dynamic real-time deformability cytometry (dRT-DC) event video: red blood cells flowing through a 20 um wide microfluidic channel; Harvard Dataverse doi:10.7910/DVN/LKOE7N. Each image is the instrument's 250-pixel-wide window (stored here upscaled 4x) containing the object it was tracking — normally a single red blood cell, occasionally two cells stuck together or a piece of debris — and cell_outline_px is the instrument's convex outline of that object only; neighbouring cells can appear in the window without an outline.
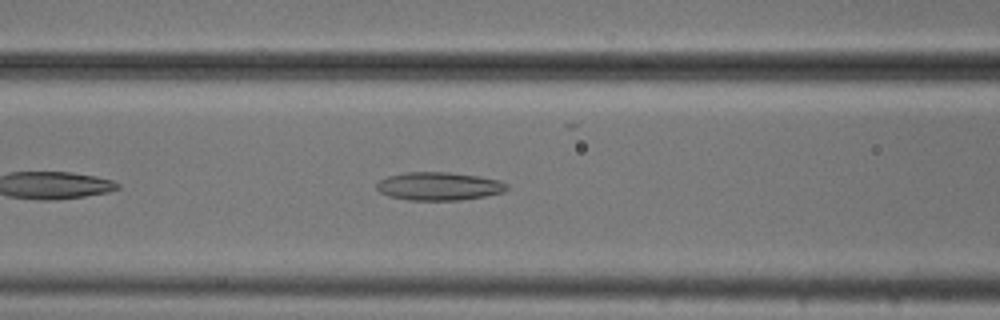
{"species": "common noctule bat (a hibernating species)", "species_latin": "Nyctalus noctula", "temperature_condition": "cold", "stored_images_in_passage": 39, "camera_frame_rate_fps": 3000, "um_per_image_px": 0.085, "animal": {"sex": "male", "body_mass_g": 20.5, "forearm_length_mm": 52.5}, "frame": {"image": 1, "passage_image": 9, "time_ms": 2.667, "image_size_px": [1000, 320], "cell_outline_px": [[508, 188], [504, 192], [484, 196], [460, 200], [408, 200], [388, 196], [380, 192], [376, 188], [376, 184], [380, 180], [388, 176], [404, 172], [448, 172], [476, 176], [500, 180], [508, 184]], "centroid_in_image_um": [37.3, 15.83], "position_along_channel_um": 129.3, "area_um2": 21.39}}
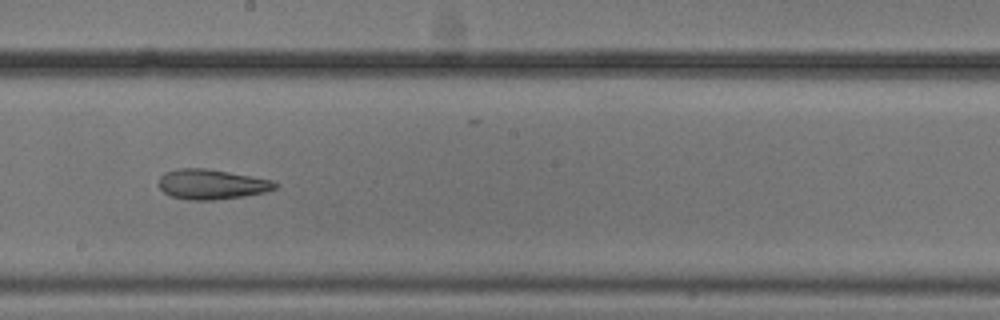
{"frame": {"image": 2, "passage_image": 17, "time_ms": 5.333, "image_size_px": [1000, 320], "cell_outline_px": [[276, 188], [264, 192], [244, 196], [212, 200], [188, 200], [172, 196], [164, 192], [160, 188], [160, 176], [164, 172], [180, 168], [204, 168], [228, 172], [272, 180], [276, 184]], "centroid_in_image_um": [17.96, 15.66], "position_along_channel_um": 230.2, "area_um2": 20.06}}
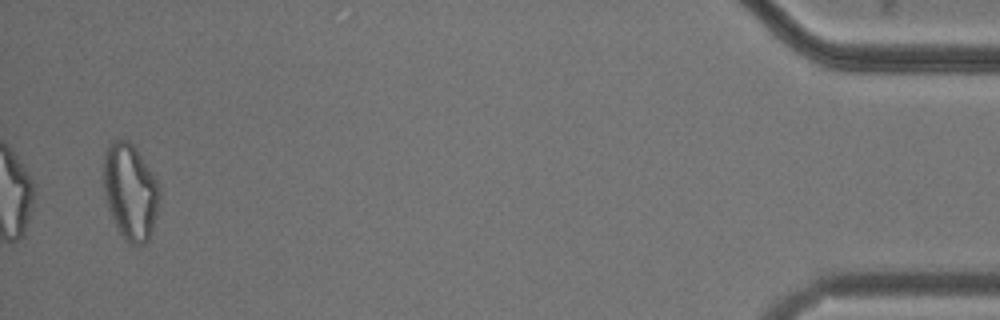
{"frame": {"image": 3, "passage_image": 39, "time_ms": 12.667, "image_size_px": [1000, 320], "cell_outline_px": [[160, 200], [152, 232], [148, 240], [144, 244], [132, 244], [124, 240], [108, 208], [104, 188], [104, 156], [108, 144], [116, 140], [128, 140], [136, 148], [160, 184]], "centroid_in_image_um": [11.1, 16.29], "position_along_channel_um": 424.1, "area_um2": 31.27}, "authors_computed_cell_mechanics": {"area_um2": 22.3108, "velocity_mm_per_s": 3.7838, "shape_relaxation_time_tau1_ms": null, "shape_relaxation_time_tau2_ms": 8.3162, "deformation_change_tau1": null, "deformation_change_tau2": 0.2073}}